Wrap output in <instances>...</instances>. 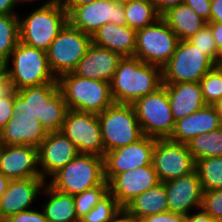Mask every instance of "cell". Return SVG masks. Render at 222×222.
<instances>
[{
    "mask_svg": "<svg viewBox=\"0 0 222 222\" xmlns=\"http://www.w3.org/2000/svg\"><path fill=\"white\" fill-rule=\"evenodd\" d=\"M3 70L9 75L15 91L25 87L58 83L50 70L47 51L21 42L16 45L4 63Z\"/></svg>",
    "mask_w": 222,
    "mask_h": 222,
    "instance_id": "3957f363",
    "label": "cell"
},
{
    "mask_svg": "<svg viewBox=\"0 0 222 222\" xmlns=\"http://www.w3.org/2000/svg\"><path fill=\"white\" fill-rule=\"evenodd\" d=\"M144 136L169 138L175 126L166 87L141 97L132 104Z\"/></svg>",
    "mask_w": 222,
    "mask_h": 222,
    "instance_id": "ba28073f",
    "label": "cell"
},
{
    "mask_svg": "<svg viewBox=\"0 0 222 222\" xmlns=\"http://www.w3.org/2000/svg\"><path fill=\"white\" fill-rule=\"evenodd\" d=\"M57 82L69 110L100 114L114 103L110 83L106 81L68 72L59 76Z\"/></svg>",
    "mask_w": 222,
    "mask_h": 222,
    "instance_id": "277c9868",
    "label": "cell"
},
{
    "mask_svg": "<svg viewBox=\"0 0 222 222\" xmlns=\"http://www.w3.org/2000/svg\"><path fill=\"white\" fill-rule=\"evenodd\" d=\"M5 222H48L43 210L29 209L4 219Z\"/></svg>",
    "mask_w": 222,
    "mask_h": 222,
    "instance_id": "74e56055",
    "label": "cell"
},
{
    "mask_svg": "<svg viewBox=\"0 0 222 222\" xmlns=\"http://www.w3.org/2000/svg\"><path fill=\"white\" fill-rule=\"evenodd\" d=\"M188 40L203 51L214 63L221 57L213 33L207 24Z\"/></svg>",
    "mask_w": 222,
    "mask_h": 222,
    "instance_id": "d590c367",
    "label": "cell"
},
{
    "mask_svg": "<svg viewBox=\"0 0 222 222\" xmlns=\"http://www.w3.org/2000/svg\"><path fill=\"white\" fill-rule=\"evenodd\" d=\"M33 1H37V0H17V3L18 4H21V3H30V2H33ZM39 1V0H38ZM43 1V0H42ZM56 1H58V0H48V1H46L45 3H43L42 4V6H45V5H49V4H52V3H54V2H56Z\"/></svg>",
    "mask_w": 222,
    "mask_h": 222,
    "instance_id": "f5cc1de1",
    "label": "cell"
},
{
    "mask_svg": "<svg viewBox=\"0 0 222 222\" xmlns=\"http://www.w3.org/2000/svg\"><path fill=\"white\" fill-rule=\"evenodd\" d=\"M195 170L203 191L222 189V156L206 157L195 161Z\"/></svg>",
    "mask_w": 222,
    "mask_h": 222,
    "instance_id": "1f68e13d",
    "label": "cell"
},
{
    "mask_svg": "<svg viewBox=\"0 0 222 222\" xmlns=\"http://www.w3.org/2000/svg\"><path fill=\"white\" fill-rule=\"evenodd\" d=\"M126 25L135 31L155 23L161 16L152 0L124 2Z\"/></svg>",
    "mask_w": 222,
    "mask_h": 222,
    "instance_id": "f1b7e54d",
    "label": "cell"
},
{
    "mask_svg": "<svg viewBox=\"0 0 222 222\" xmlns=\"http://www.w3.org/2000/svg\"><path fill=\"white\" fill-rule=\"evenodd\" d=\"M157 138L143 136L137 142L105 152L104 175L109 182L115 175L152 164Z\"/></svg>",
    "mask_w": 222,
    "mask_h": 222,
    "instance_id": "9a60e30c",
    "label": "cell"
},
{
    "mask_svg": "<svg viewBox=\"0 0 222 222\" xmlns=\"http://www.w3.org/2000/svg\"><path fill=\"white\" fill-rule=\"evenodd\" d=\"M67 23V12L59 0L49 5H41L24 19L19 17L20 42L47 51Z\"/></svg>",
    "mask_w": 222,
    "mask_h": 222,
    "instance_id": "5b68a950",
    "label": "cell"
},
{
    "mask_svg": "<svg viewBox=\"0 0 222 222\" xmlns=\"http://www.w3.org/2000/svg\"><path fill=\"white\" fill-rule=\"evenodd\" d=\"M155 4L157 13L162 16L168 10L184 3V0H152Z\"/></svg>",
    "mask_w": 222,
    "mask_h": 222,
    "instance_id": "7bdbcfd3",
    "label": "cell"
},
{
    "mask_svg": "<svg viewBox=\"0 0 222 222\" xmlns=\"http://www.w3.org/2000/svg\"><path fill=\"white\" fill-rule=\"evenodd\" d=\"M194 213L185 215L184 222H215L212 216L207 213L202 207L197 209Z\"/></svg>",
    "mask_w": 222,
    "mask_h": 222,
    "instance_id": "b9f144b4",
    "label": "cell"
},
{
    "mask_svg": "<svg viewBox=\"0 0 222 222\" xmlns=\"http://www.w3.org/2000/svg\"><path fill=\"white\" fill-rule=\"evenodd\" d=\"M142 220L144 222H184L185 215L168 211L145 217Z\"/></svg>",
    "mask_w": 222,
    "mask_h": 222,
    "instance_id": "60d3db41",
    "label": "cell"
},
{
    "mask_svg": "<svg viewBox=\"0 0 222 222\" xmlns=\"http://www.w3.org/2000/svg\"><path fill=\"white\" fill-rule=\"evenodd\" d=\"M92 43L121 54L134 56L136 49V31L128 25L106 23L91 36Z\"/></svg>",
    "mask_w": 222,
    "mask_h": 222,
    "instance_id": "d4e9b609",
    "label": "cell"
},
{
    "mask_svg": "<svg viewBox=\"0 0 222 222\" xmlns=\"http://www.w3.org/2000/svg\"><path fill=\"white\" fill-rule=\"evenodd\" d=\"M9 181L10 180L8 178L0 173V199L3 193L6 191Z\"/></svg>",
    "mask_w": 222,
    "mask_h": 222,
    "instance_id": "f907efd6",
    "label": "cell"
},
{
    "mask_svg": "<svg viewBox=\"0 0 222 222\" xmlns=\"http://www.w3.org/2000/svg\"><path fill=\"white\" fill-rule=\"evenodd\" d=\"M13 90L9 75L3 70L0 73V99L8 96Z\"/></svg>",
    "mask_w": 222,
    "mask_h": 222,
    "instance_id": "ee69618b",
    "label": "cell"
},
{
    "mask_svg": "<svg viewBox=\"0 0 222 222\" xmlns=\"http://www.w3.org/2000/svg\"><path fill=\"white\" fill-rule=\"evenodd\" d=\"M119 1H121V2H126V1H132V0H119Z\"/></svg>",
    "mask_w": 222,
    "mask_h": 222,
    "instance_id": "6f0895ef",
    "label": "cell"
},
{
    "mask_svg": "<svg viewBox=\"0 0 222 222\" xmlns=\"http://www.w3.org/2000/svg\"><path fill=\"white\" fill-rule=\"evenodd\" d=\"M91 43L90 35L67 23L47 50L48 64L55 77L72 72Z\"/></svg>",
    "mask_w": 222,
    "mask_h": 222,
    "instance_id": "30bf717a",
    "label": "cell"
},
{
    "mask_svg": "<svg viewBox=\"0 0 222 222\" xmlns=\"http://www.w3.org/2000/svg\"><path fill=\"white\" fill-rule=\"evenodd\" d=\"M210 22L222 23V0H211Z\"/></svg>",
    "mask_w": 222,
    "mask_h": 222,
    "instance_id": "bcb514c9",
    "label": "cell"
},
{
    "mask_svg": "<svg viewBox=\"0 0 222 222\" xmlns=\"http://www.w3.org/2000/svg\"><path fill=\"white\" fill-rule=\"evenodd\" d=\"M41 193L48 198L41 207L48 222H79L72 195L61 193L48 183Z\"/></svg>",
    "mask_w": 222,
    "mask_h": 222,
    "instance_id": "83f0119b",
    "label": "cell"
},
{
    "mask_svg": "<svg viewBox=\"0 0 222 222\" xmlns=\"http://www.w3.org/2000/svg\"><path fill=\"white\" fill-rule=\"evenodd\" d=\"M123 207L108 192L79 222H109Z\"/></svg>",
    "mask_w": 222,
    "mask_h": 222,
    "instance_id": "d6a6232c",
    "label": "cell"
},
{
    "mask_svg": "<svg viewBox=\"0 0 222 222\" xmlns=\"http://www.w3.org/2000/svg\"><path fill=\"white\" fill-rule=\"evenodd\" d=\"M199 83L207 105H213L222 98V73L216 66L210 69Z\"/></svg>",
    "mask_w": 222,
    "mask_h": 222,
    "instance_id": "e575fe53",
    "label": "cell"
},
{
    "mask_svg": "<svg viewBox=\"0 0 222 222\" xmlns=\"http://www.w3.org/2000/svg\"><path fill=\"white\" fill-rule=\"evenodd\" d=\"M167 192L164 182L149 188L142 194L132 199L124 209L135 219L168 212Z\"/></svg>",
    "mask_w": 222,
    "mask_h": 222,
    "instance_id": "484cf974",
    "label": "cell"
},
{
    "mask_svg": "<svg viewBox=\"0 0 222 222\" xmlns=\"http://www.w3.org/2000/svg\"><path fill=\"white\" fill-rule=\"evenodd\" d=\"M207 25L213 33L218 52L222 56V23L208 22Z\"/></svg>",
    "mask_w": 222,
    "mask_h": 222,
    "instance_id": "f6af8a7d",
    "label": "cell"
},
{
    "mask_svg": "<svg viewBox=\"0 0 222 222\" xmlns=\"http://www.w3.org/2000/svg\"><path fill=\"white\" fill-rule=\"evenodd\" d=\"M17 5V0H0V15L17 14L14 11Z\"/></svg>",
    "mask_w": 222,
    "mask_h": 222,
    "instance_id": "7dc6e473",
    "label": "cell"
},
{
    "mask_svg": "<svg viewBox=\"0 0 222 222\" xmlns=\"http://www.w3.org/2000/svg\"><path fill=\"white\" fill-rule=\"evenodd\" d=\"M60 131L72 141L80 154L104 156L98 114L69 110Z\"/></svg>",
    "mask_w": 222,
    "mask_h": 222,
    "instance_id": "4fadbf2b",
    "label": "cell"
},
{
    "mask_svg": "<svg viewBox=\"0 0 222 222\" xmlns=\"http://www.w3.org/2000/svg\"><path fill=\"white\" fill-rule=\"evenodd\" d=\"M186 144L194 161L206 157L222 156V127L200 134Z\"/></svg>",
    "mask_w": 222,
    "mask_h": 222,
    "instance_id": "f546056e",
    "label": "cell"
},
{
    "mask_svg": "<svg viewBox=\"0 0 222 222\" xmlns=\"http://www.w3.org/2000/svg\"><path fill=\"white\" fill-rule=\"evenodd\" d=\"M122 58L117 52L91 43L72 72L83 78L110 83Z\"/></svg>",
    "mask_w": 222,
    "mask_h": 222,
    "instance_id": "44dd1931",
    "label": "cell"
},
{
    "mask_svg": "<svg viewBox=\"0 0 222 222\" xmlns=\"http://www.w3.org/2000/svg\"><path fill=\"white\" fill-rule=\"evenodd\" d=\"M152 165L160 182L188 175L195 170V161L187 144L169 138L156 139Z\"/></svg>",
    "mask_w": 222,
    "mask_h": 222,
    "instance_id": "7c38bea8",
    "label": "cell"
},
{
    "mask_svg": "<svg viewBox=\"0 0 222 222\" xmlns=\"http://www.w3.org/2000/svg\"><path fill=\"white\" fill-rule=\"evenodd\" d=\"M178 42L174 31L159 18L155 23L136 31L134 56L162 68L175 52Z\"/></svg>",
    "mask_w": 222,
    "mask_h": 222,
    "instance_id": "8fae6325",
    "label": "cell"
},
{
    "mask_svg": "<svg viewBox=\"0 0 222 222\" xmlns=\"http://www.w3.org/2000/svg\"><path fill=\"white\" fill-rule=\"evenodd\" d=\"M201 207L215 222H222V189L203 191Z\"/></svg>",
    "mask_w": 222,
    "mask_h": 222,
    "instance_id": "8d00e7d4",
    "label": "cell"
},
{
    "mask_svg": "<svg viewBox=\"0 0 222 222\" xmlns=\"http://www.w3.org/2000/svg\"><path fill=\"white\" fill-rule=\"evenodd\" d=\"M213 106L215 107L222 123V98L218 100L215 104H213Z\"/></svg>",
    "mask_w": 222,
    "mask_h": 222,
    "instance_id": "816d5d0a",
    "label": "cell"
},
{
    "mask_svg": "<svg viewBox=\"0 0 222 222\" xmlns=\"http://www.w3.org/2000/svg\"><path fill=\"white\" fill-rule=\"evenodd\" d=\"M96 0H59L62 7L66 10L67 14L76 7H79L81 5H86L89 3H92Z\"/></svg>",
    "mask_w": 222,
    "mask_h": 222,
    "instance_id": "c3c4849f",
    "label": "cell"
},
{
    "mask_svg": "<svg viewBox=\"0 0 222 222\" xmlns=\"http://www.w3.org/2000/svg\"><path fill=\"white\" fill-rule=\"evenodd\" d=\"M134 222H144L142 219H135L134 218Z\"/></svg>",
    "mask_w": 222,
    "mask_h": 222,
    "instance_id": "9f6ffc18",
    "label": "cell"
},
{
    "mask_svg": "<svg viewBox=\"0 0 222 222\" xmlns=\"http://www.w3.org/2000/svg\"><path fill=\"white\" fill-rule=\"evenodd\" d=\"M168 93L174 121L205 107L199 82L163 83Z\"/></svg>",
    "mask_w": 222,
    "mask_h": 222,
    "instance_id": "cb8c5ba5",
    "label": "cell"
},
{
    "mask_svg": "<svg viewBox=\"0 0 222 222\" xmlns=\"http://www.w3.org/2000/svg\"><path fill=\"white\" fill-rule=\"evenodd\" d=\"M14 90L6 97L0 99V131L14 114Z\"/></svg>",
    "mask_w": 222,
    "mask_h": 222,
    "instance_id": "f35d334b",
    "label": "cell"
},
{
    "mask_svg": "<svg viewBox=\"0 0 222 222\" xmlns=\"http://www.w3.org/2000/svg\"><path fill=\"white\" fill-rule=\"evenodd\" d=\"M20 42L19 15H0V62L4 64Z\"/></svg>",
    "mask_w": 222,
    "mask_h": 222,
    "instance_id": "4dcf8cb0",
    "label": "cell"
},
{
    "mask_svg": "<svg viewBox=\"0 0 222 222\" xmlns=\"http://www.w3.org/2000/svg\"><path fill=\"white\" fill-rule=\"evenodd\" d=\"M46 136L42 124L35 116L14 113L0 131V144L30 145L38 148Z\"/></svg>",
    "mask_w": 222,
    "mask_h": 222,
    "instance_id": "7402d4cb",
    "label": "cell"
},
{
    "mask_svg": "<svg viewBox=\"0 0 222 222\" xmlns=\"http://www.w3.org/2000/svg\"><path fill=\"white\" fill-rule=\"evenodd\" d=\"M3 66H4V64H2V63L0 62V73L3 71Z\"/></svg>",
    "mask_w": 222,
    "mask_h": 222,
    "instance_id": "11a10c76",
    "label": "cell"
},
{
    "mask_svg": "<svg viewBox=\"0 0 222 222\" xmlns=\"http://www.w3.org/2000/svg\"><path fill=\"white\" fill-rule=\"evenodd\" d=\"M109 222H134V217L122 208Z\"/></svg>",
    "mask_w": 222,
    "mask_h": 222,
    "instance_id": "681fc988",
    "label": "cell"
},
{
    "mask_svg": "<svg viewBox=\"0 0 222 222\" xmlns=\"http://www.w3.org/2000/svg\"><path fill=\"white\" fill-rule=\"evenodd\" d=\"M67 15L72 27L90 36L109 22L126 25L124 2L119 0H96L73 8Z\"/></svg>",
    "mask_w": 222,
    "mask_h": 222,
    "instance_id": "5bb4252c",
    "label": "cell"
},
{
    "mask_svg": "<svg viewBox=\"0 0 222 222\" xmlns=\"http://www.w3.org/2000/svg\"><path fill=\"white\" fill-rule=\"evenodd\" d=\"M109 192L124 208L132 199L160 183L153 165H146L115 175L109 182Z\"/></svg>",
    "mask_w": 222,
    "mask_h": 222,
    "instance_id": "ac0fdd59",
    "label": "cell"
},
{
    "mask_svg": "<svg viewBox=\"0 0 222 222\" xmlns=\"http://www.w3.org/2000/svg\"><path fill=\"white\" fill-rule=\"evenodd\" d=\"M215 63L189 40H179L162 67V83L200 82Z\"/></svg>",
    "mask_w": 222,
    "mask_h": 222,
    "instance_id": "9c48e42d",
    "label": "cell"
},
{
    "mask_svg": "<svg viewBox=\"0 0 222 222\" xmlns=\"http://www.w3.org/2000/svg\"><path fill=\"white\" fill-rule=\"evenodd\" d=\"M46 183L42 177L10 180L0 199V219L31 209Z\"/></svg>",
    "mask_w": 222,
    "mask_h": 222,
    "instance_id": "d6986e66",
    "label": "cell"
},
{
    "mask_svg": "<svg viewBox=\"0 0 222 222\" xmlns=\"http://www.w3.org/2000/svg\"><path fill=\"white\" fill-rule=\"evenodd\" d=\"M162 85V68L135 56H126L118 64L110 90L114 103L133 104Z\"/></svg>",
    "mask_w": 222,
    "mask_h": 222,
    "instance_id": "7a4b0ae2",
    "label": "cell"
},
{
    "mask_svg": "<svg viewBox=\"0 0 222 222\" xmlns=\"http://www.w3.org/2000/svg\"><path fill=\"white\" fill-rule=\"evenodd\" d=\"M98 119L104 154L144 136L132 104L113 103L98 114Z\"/></svg>",
    "mask_w": 222,
    "mask_h": 222,
    "instance_id": "52a82bcc",
    "label": "cell"
},
{
    "mask_svg": "<svg viewBox=\"0 0 222 222\" xmlns=\"http://www.w3.org/2000/svg\"><path fill=\"white\" fill-rule=\"evenodd\" d=\"M0 173L9 180L42 177L38 165V148L0 144Z\"/></svg>",
    "mask_w": 222,
    "mask_h": 222,
    "instance_id": "2e32d148",
    "label": "cell"
},
{
    "mask_svg": "<svg viewBox=\"0 0 222 222\" xmlns=\"http://www.w3.org/2000/svg\"><path fill=\"white\" fill-rule=\"evenodd\" d=\"M109 192V183L105 181L104 183L97 185L93 188L87 189L80 194L73 196L75 203V212L80 219L86 215L95 205Z\"/></svg>",
    "mask_w": 222,
    "mask_h": 222,
    "instance_id": "836d02e7",
    "label": "cell"
},
{
    "mask_svg": "<svg viewBox=\"0 0 222 222\" xmlns=\"http://www.w3.org/2000/svg\"><path fill=\"white\" fill-rule=\"evenodd\" d=\"M222 127L219 115L213 105H206L182 119L175 121L169 139L175 142L188 143L194 137Z\"/></svg>",
    "mask_w": 222,
    "mask_h": 222,
    "instance_id": "603a6c76",
    "label": "cell"
},
{
    "mask_svg": "<svg viewBox=\"0 0 222 222\" xmlns=\"http://www.w3.org/2000/svg\"><path fill=\"white\" fill-rule=\"evenodd\" d=\"M215 66L222 73V56L215 62Z\"/></svg>",
    "mask_w": 222,
    "mask_h": 222,
    "instance_id": "db71d44e",
    "label": "cell"
},
{
    "mask_svg": "<svg viewBox=\"0 0 222 222\" xmlns=\"http://www.w3.org/2000/svg\"><path fill=\"white\" fill-rule=\"evenodd\" d=\"M211 0H184V3L191 7L207 23L210 22Z\"/></svg>",
    "mask_w": 222,
    "mask_h": 222,
    "instance_id": "ab89813d",
    "label": "cell"
},
{
    "mask_svg": "<svg viewBox=\"0 0 222 222\" xmlns=\"http://www.w3.org/2000/svg\"><path fill=\"white\" fill-rule=\"evenodd\" d=\"M105 181L103 157L79 154L54 173L47 183L61 193L74 196Z\"/></svg>",
    "mask_w": 222,
    "mask_h": 222,
    "instance_id": "8992f818",
    "label": "cell"
},
{
    "mask_svg": "<svg viewBox=\"0 0 222 222\" xmlns=\"http://www.w3.org/2000/svg\"><path fill=\"white\" fill-rule=\"evenodd\" d=\"M77 147L61 131L46 136L38 147V165L41 176L47 181L60 168L79 155Z\"/></svg>",
    "mask_w": 222,
    "mask_h": 222,
    "instance_id": "e0dca14e",
    "label": "cell"
},
{
    "mask_svg": "<svg viewBox=\"0 0 222 222\" xmlns=\"http://www.w3.org/2000/svg\"><path fill=\"white\" fill-rule=\"evenodd\" d=\"M170 212L188 215L193 208L201 207L202 184L196 170L188 175L164 182Z\"/></svg>",
    "mask_w": 222,
    "mask_h": 222,
    "instance_id": "ffe728a7",
    "label": "cell"
},
{
    "mask_svg": "<svg viewBox=\"0 0 222 222\" xmlns=\"http://www.w3.org/2000/svg\"><path fill=\"white\" fill-rule=\"evenodd\" d=\"M161 18L174 31L179 40H188L207 24L185 3L168 10Z\"/></svg>",
    "mask_w": 222,
    "mask_h": 222,
    "instance_id": "4316f807",
    "label": "cell"
},
{
    "mask_svg": "<svg viewBox=\"0 0 222 222\" xmlns=\"http://www.w3.org/2000/svg\"><path fill=\"white\" fill-rule=\"evenodd\" d=\"M14 113L35 116L46 135L57 133L69 111L58 83L14 90Z\"/></svg>",
    "mask_w": 222,
    "mask_h": 222,
    "instance_id": "6da1fadb",
    "label": "cell"
}]
</instances>
